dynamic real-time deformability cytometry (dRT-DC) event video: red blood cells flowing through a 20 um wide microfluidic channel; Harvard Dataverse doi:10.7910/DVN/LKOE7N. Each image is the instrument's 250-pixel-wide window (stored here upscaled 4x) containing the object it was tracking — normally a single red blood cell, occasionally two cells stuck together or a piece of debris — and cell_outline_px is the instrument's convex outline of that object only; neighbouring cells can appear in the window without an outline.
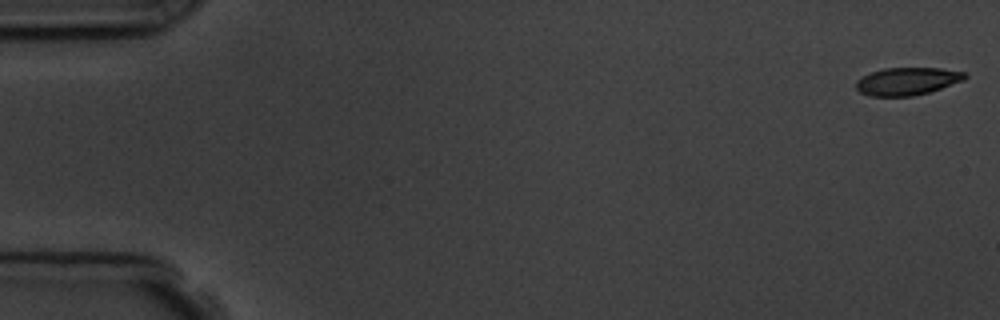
{"species": "common noctule bat (a hibernating species)", "species_latin": "Nyctalus noctula", "temperature_condition": "room temperature", "stored_images_in_passage": 7, "camera_frame_rate_fps": 3000, "um_per_image_px": 0.085, "animal": {"sex": "male", "body_mass_g": 19.5, "forearm_length_mm": 54.6}, "frame": {"image": 1, "passage_image": 1, "time_ms": 0.0, "image_size_px": [1000, 320], "cell_outline_px": [[968, 76], [964, 80], [928, 92], [912, 96], [868, 96], [860, 92], [856, 88], [856, 80], [872, 72], [884, 68], [940, 68], [964, 72]], "centroid_in_image_um": [77.1, 6.91], "position_along_channel_um": 7.9, "area_um2": 17.4}}
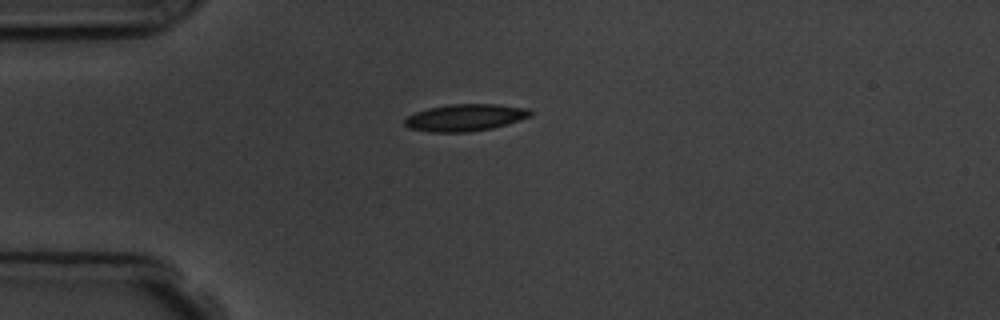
{"frame": {"image": 2, "passage_image": 5, "time_ms": 4.333, "image_size_px": [1000, 320], "cell_outline_px": [[532, 116], [508, 124], [492, 128], [468, 132], [428, 132], [408, 128], [404, 124], [404, 120], [408, 116], [416, 112], [428, 108], [452, 104], [496, 104], [528, 108], [532, 112]], "centroid_in_image_um": [39.55, 10.0], "position_along_channel_um": 45.5, "area_um2": 19.83}}